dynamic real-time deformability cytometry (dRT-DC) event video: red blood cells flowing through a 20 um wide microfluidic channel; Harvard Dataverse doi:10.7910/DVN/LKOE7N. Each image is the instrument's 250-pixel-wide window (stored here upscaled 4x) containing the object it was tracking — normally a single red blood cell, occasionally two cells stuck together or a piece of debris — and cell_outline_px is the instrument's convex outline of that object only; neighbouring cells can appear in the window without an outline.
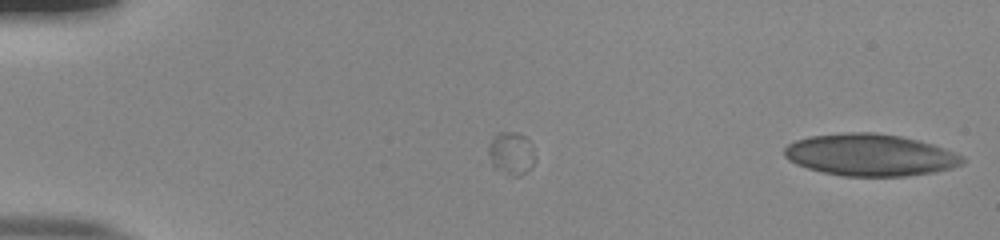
{"species": "human", "species_latin": "Homo sapiens", "temperature_condition": "room temperature", "stored_images_in_passage": 11, "camera_frame_rate_fps": 3000, "um_per_image_px": 0.085, "donor": {"sex": "male"}, "frame": {"image": 1, "passage_image": 11, "time_ms": 3.333, "image_size_px": [1000, 240], "cell_outline_px": [[964, 164], [952, 168], [932, 172], [904, 176], [844, 176], [824, 172], [808, 168], [796, 164], [788, 160], [784, 156], [784, 148], [788, 144], [796, 140], [812, 136], [848, 132], [876, 132], [900, 136], [920, 140], [944, 148], [964, 156]], "centroid_in_image_um": [73.98, 13.16], "position_along_channel_um": 11.0, "area_um2": 43.52}}